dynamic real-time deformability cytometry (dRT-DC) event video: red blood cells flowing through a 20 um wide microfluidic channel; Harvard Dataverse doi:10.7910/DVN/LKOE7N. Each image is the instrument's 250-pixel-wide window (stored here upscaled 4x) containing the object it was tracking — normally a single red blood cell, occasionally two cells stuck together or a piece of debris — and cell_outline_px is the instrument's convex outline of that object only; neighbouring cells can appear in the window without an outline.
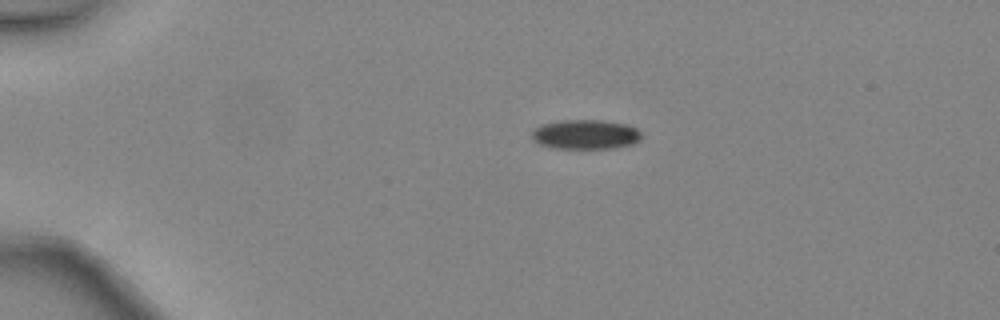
{"species": "common noctule bat (a hibernating species)", "species_latin": "Nyctalus noctula", "temperature_condition": "warm", "stored_images_in_passage": 5, "camera_frame_rate_fps": 3000, "um_per_image_px": 0.085, "animal": {"sex": "female", "body_mass_g": 24.6, "forearm_length_mm": 56.2}, "frame": {"image": 1, "passage_image": 3, "time_ms": 0.667, "image_size_px": [1000, 320], "cell_outline_px": [[640, 140], [632, 144], [612, 148], [552, 148], [536, 144], [532, 140], [532, 132], [540, 124], [560, 120], [604, 120], [628, 124], [636, 128], [640, 132]], "centroid_in_image_um": [49.73, 11.42], "position_along_channel_um": 35.3, "area_um2": 19.07}}
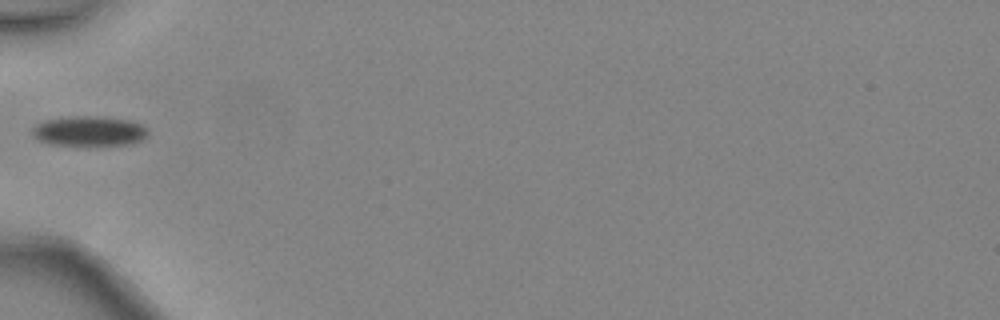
{"frame": {"image": 2, "passage_image": 5, "time_ms": 1.333, "image_size_px": [1000, 320], "cell_outline_px": [[148, 136], [140, 140], [128, 144], [48, 144], [32, 136], [32, 128], [36, 124], [44, 120], [68, 116], [100, 116], [132, 120], [148, 128]], "centroid_in_image_um": [7.58, 11.11], "position_along_channel_um": 77.4, "area_um2": 20.11}}